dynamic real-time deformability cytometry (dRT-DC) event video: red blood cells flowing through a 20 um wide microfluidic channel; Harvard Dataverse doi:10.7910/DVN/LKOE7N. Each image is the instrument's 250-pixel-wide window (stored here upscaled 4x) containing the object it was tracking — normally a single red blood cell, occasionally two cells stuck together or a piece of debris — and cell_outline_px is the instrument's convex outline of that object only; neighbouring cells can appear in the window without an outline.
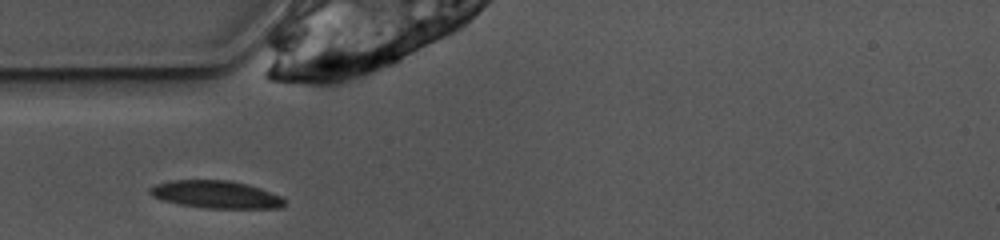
{"species": "common noctule bat (a hibernating species)", "species_latin": "Nyctalus noctula", "temperature_condition": "warm", "stored_images_in_passage": 24, "camera_frame_rate_fps": 3000, "um_per_image_px": 0.085, "animal": {"sex": "female", "body_mass_g": 10.0, "forearm_length_mm": 53.1}, "frame": {"image": 1, "passage_image": 1, "time_ms": 0.0, "image_size_px": [1000, 240], "cell_outline_px": [[284, 204], [280, 208], [204, 208], [180, 204], [160, 200], [152, 196], [148, 192], [148, 188], [156, 184], [172, 180], [232, 180], [248, 184], [260, 188], [280, 196], [284, 200]], "centroid_in_image_um": [18.31, 16.52], "position_along_channel_um": 66.7, "area_um2": 21.68}}
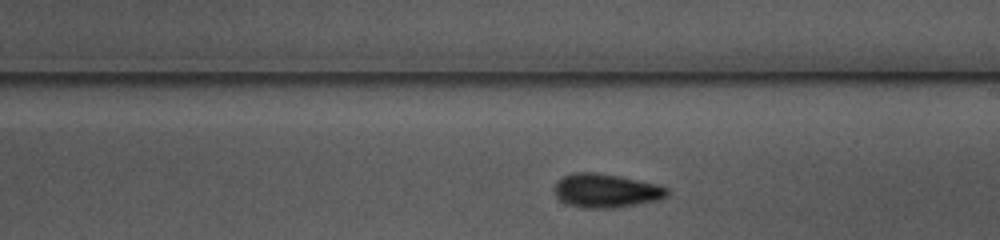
{"frame": {"image": 2, "passage_image": 14, "time_ms": 4.333, "image_size_px": [1000, 240], "cell_outline_px": [[668, 196], [656, 200], [616, 208], [584, 208], [568, 204], [560, 200], [556, 196], [552, 188], [556, 180], [564, 176], [576, 172], [596, 172], [620, 176], [656, 184], [668, 188]], "centroid_in_image_um": [51.46, 16.2], "position_along_channel_um": 237.5, "area_um2": 22.31}}
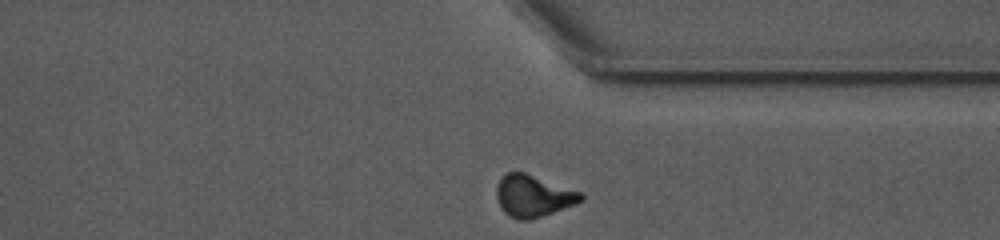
{"frame": {"image": 3, "passage_image": 24, "time_ms": 7.667, "image_size_px": [1000, 240], "cell_outline_px": [[584, 200], [576, 204], [528, 220], [516, 220], [504, 212], [496, 196], [496, 188], [500, 180], [508, 172], [524, 172], [580, 192], [584, 196]], "centroid_in_image_um": [45.32, 16.66], "position_along_channel_um": 366.1, "area_um2": 20.17}}